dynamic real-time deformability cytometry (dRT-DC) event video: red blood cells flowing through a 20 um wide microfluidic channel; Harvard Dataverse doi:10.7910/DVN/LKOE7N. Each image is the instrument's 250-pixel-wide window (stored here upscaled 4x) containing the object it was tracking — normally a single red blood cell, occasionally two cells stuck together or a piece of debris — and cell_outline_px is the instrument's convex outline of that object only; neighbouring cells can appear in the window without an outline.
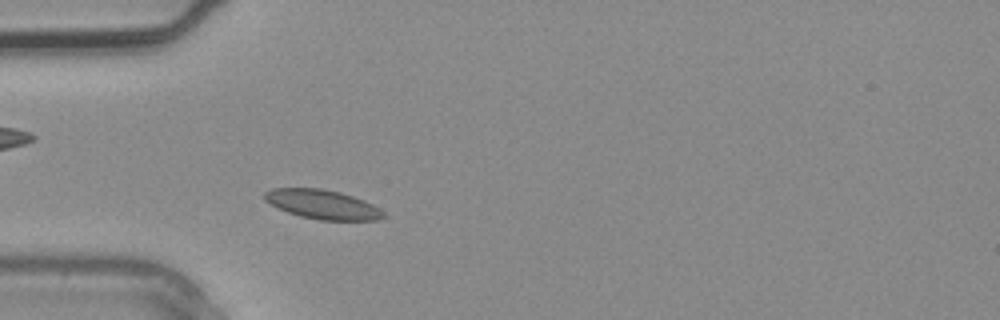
{"species": "common noctule bat (a hibernating species)", "species_latin": "Nyctalus noctula", "temperature_condition": "warm", "stored_images_in_passage": 4, "camera_frame_rate_fps": 3000, "um_per_image_px": 0.085, "animal": {"sex": "male", "body_mass_g": 20.4}, "frame": {"image": 1, "passage_image": 4, "time_ms": 1.0, "image_size_px": [1000, 320], "cell_outline_px": [[388, 216], [380, 220], [320, 220], [300, 216], [288, 212], [264, 200], [264, 192], [272, 188], [320, 188], [340, 192], [364, 200], [380, 208]], "centroid_in_image_um": [27.46, 17.38], "position_along_channel_um": 57.5, "area_um2": 20.29}}